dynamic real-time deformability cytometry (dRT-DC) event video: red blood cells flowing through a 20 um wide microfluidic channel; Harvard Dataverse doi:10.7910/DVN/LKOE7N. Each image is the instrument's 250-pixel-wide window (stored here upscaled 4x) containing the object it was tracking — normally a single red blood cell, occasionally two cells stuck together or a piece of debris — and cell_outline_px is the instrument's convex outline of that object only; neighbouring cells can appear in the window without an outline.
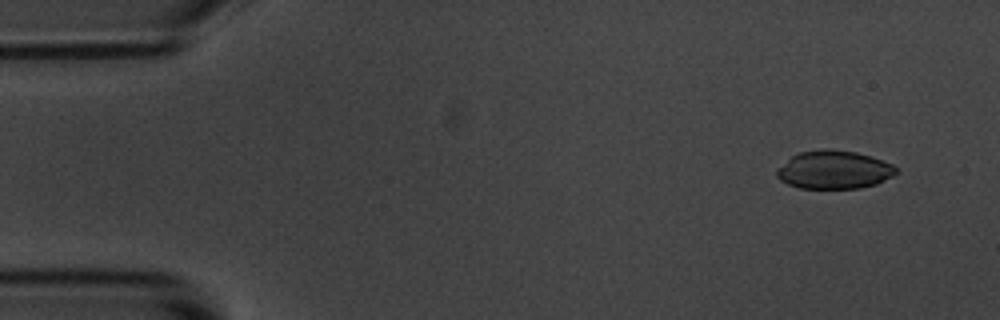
{"species": "common noctule bat (a hibernating species)", "species_latin": "Nyctalus noctula", "temperature_condition": "room temperature", "stored_images_in_passage": 10, "camera_frame_rate_fps": 3000, "um_per_image_px": 0.085, "animal": {"sex": "male", "body_mass_g": 20.1, "forearm_length_mm": 53.5}, "frame": {"image": 1, "passage_image": 1, "time_ms": 0.0, "image_size_px": [1000, 320], "cell_outline_px": [[896, 172], [892, 176], [876, 184], [860, 188], [800, 188], [788, 184], [780, 180], [776, 176], [776, 172], [792, 156], [800, 152], [824, 148], [832, 148], [856, 152], [872, 156], [892, 164], [896, 168]], "centroid_in_image_um": [70.91, 14.42], "position_along_channel_um": 14.1, "area_um2": 26.47}}
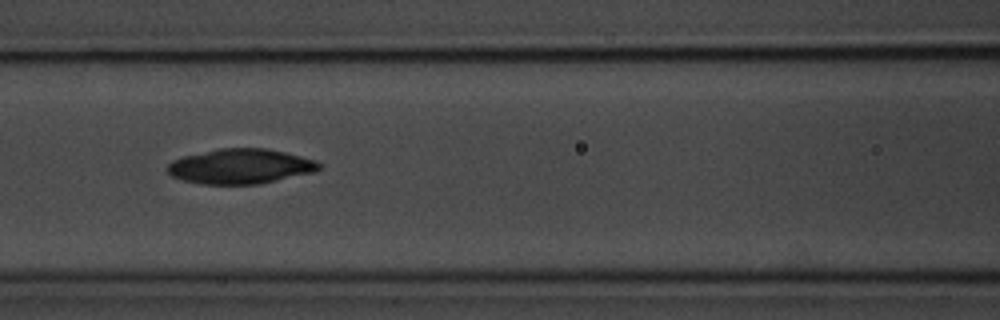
{"frame": {"image": 2, "passage_image": 6, "time_ms": 6.333, "image_size_px": [1000, 320], "cell_outline_px": [[320, 168], [316, 172], [260, 184], [200, 184], [180, 180], [172, 176], [168, 172], [168, 164], [172, 160], [184, 156], [220, 148], [264, 148], [284, 152], [316, 160], [320, 164]], "centroid_in_image_um": [20.44, 14.15], "position_along_channel_um": 146.2, "area_um2": 30.92}}